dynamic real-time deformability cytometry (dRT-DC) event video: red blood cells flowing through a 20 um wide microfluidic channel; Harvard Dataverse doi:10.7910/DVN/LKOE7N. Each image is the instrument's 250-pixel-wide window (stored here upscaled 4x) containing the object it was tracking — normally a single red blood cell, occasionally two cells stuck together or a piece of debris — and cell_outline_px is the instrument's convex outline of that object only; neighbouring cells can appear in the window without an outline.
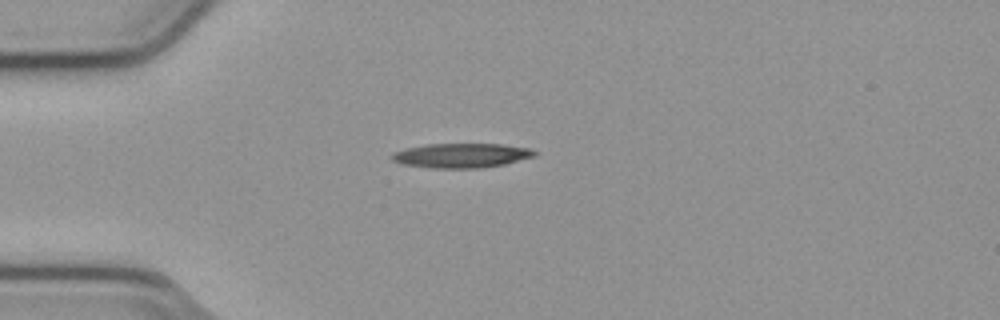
{"species": "common noctule bat (a hibernating species)", "species_latin": "Nyctalus noctula", "temperature_condition": "cold", "stored_images_in_passage": 41, "camera_frame_rate_fps": 3000, "um_per_image_px": 0.085, "animal": {"sex": "male", "body_mass_g": 23.1, "forearm_length_mm": 52.7}, "frame": {"image": 1, "passage_image": 1, "time_ms": 0.0, "image_size_px": [1000, 320], "cell_outline_px": [[540, 152], [536, 156], [504, 164], [480, 168], [432, 168], [404, 164], [392, 160], [392, 156], [396, 152], [408, 148], [428, 144], [500, 144], [528, 148]], "centroid_in_image_um": [39.29, 13.22], "position_along_channel_um": 45.7, "area_um2": 20.11}}
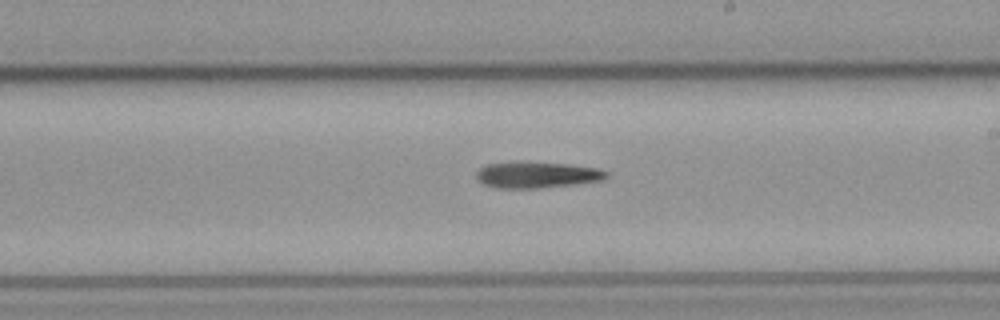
{"frame": {"image": 2, "passage_image": 18, "time_ms": 5.667, "image_size_px": [1000, 320], "cell_outline_px": [[608, 176], [600, 180], [576, 184], [540, 188], [496, 188], [484, 184], [476, 180], [476, 172], [480, 168], [488, 164], [520, 160], [568, 164], [596, 168], [608, 172]], "centroid_in_image_um": [45.58, 14.84], "position_along_channel_um": 243.4, "area_um2": 20.17}}
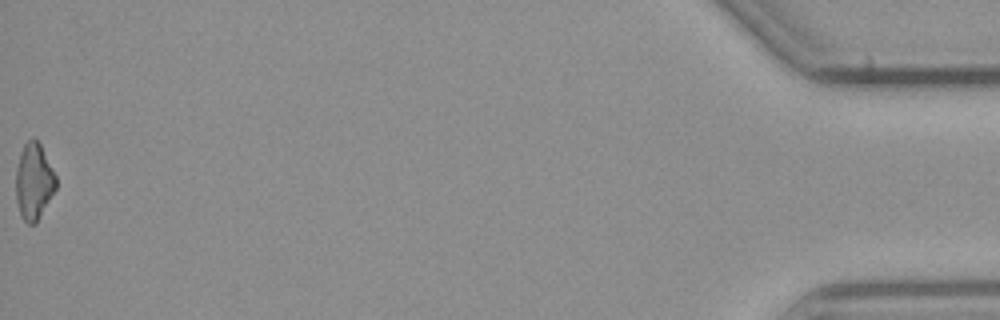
{"frame": {"image": 3, "passage_image": 41, "time_ms": 13.333, "image_size_px": [1000, 320], "cell_outline_px": [[56, 188], [36, 224], [28, 224], [20, 216], [16, 200], [16, 168], [20, 152], [24, 144], [28, 140], [36, 140], [40, 144], [56, 176]], "centroid_in_image_um": [2.86, 15.46], "position_along_channel_um": 432.3, "area_um2": 17.74}, "authors_computed_cell_mechanics": {"area_um2": 19.4786, "velocity_mm_per_s": 3.8182, "shape_relaxation_time_tau1_ms": 8.5307, "shape_relaxation_time_tau2_ms": null, "deformation_change_tau1": 0.2209, "deformation_change_tau2": null}}